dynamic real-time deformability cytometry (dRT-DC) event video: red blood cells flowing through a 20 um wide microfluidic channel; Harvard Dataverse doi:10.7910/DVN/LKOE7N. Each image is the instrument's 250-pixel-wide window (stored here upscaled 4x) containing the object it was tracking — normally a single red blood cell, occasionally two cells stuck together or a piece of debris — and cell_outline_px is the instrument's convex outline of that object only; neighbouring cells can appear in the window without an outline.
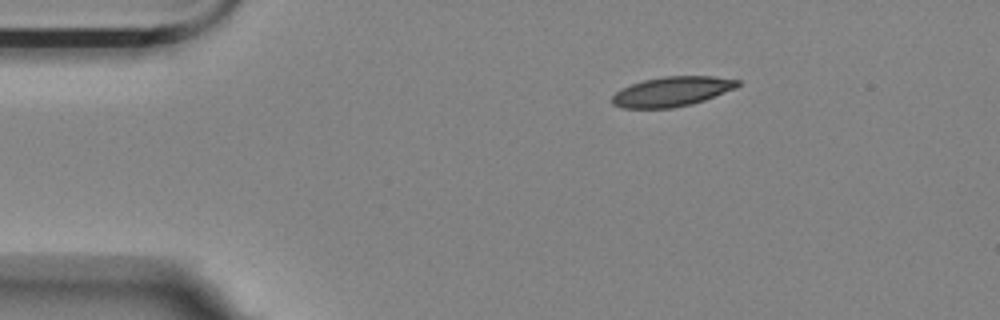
{"species": "Egyptian fruit bat (a non-hibernating species)", "species_latin": "Rousettus aegyptiacus", "temperature_condition": "room temperature", "stored_images_in_passage": 4, "segment_of_instrument_passage": [1, 2], "camera_frame_rate_fps": 3000, "um_per_image_px": 0.085, "animal": {"sex": "female"}, "frame": {"image": 1, "passage_image": 1, "time_ms": 0.0, "image_size_px": [1000, 320], "cell_outline_px": [[740, 84], [736, 88], [704, 100], [692, 104], [672, 108], [624, 108], [612, 104], [612, 96], [616, 92], [632, 84], [644, 80], [664, 76], [712, 76], [740, 80]], "centroid_in_image_um": [57.14, 7.78], "position_along_channel_um": 27.9, "area_um2": 21.62}}